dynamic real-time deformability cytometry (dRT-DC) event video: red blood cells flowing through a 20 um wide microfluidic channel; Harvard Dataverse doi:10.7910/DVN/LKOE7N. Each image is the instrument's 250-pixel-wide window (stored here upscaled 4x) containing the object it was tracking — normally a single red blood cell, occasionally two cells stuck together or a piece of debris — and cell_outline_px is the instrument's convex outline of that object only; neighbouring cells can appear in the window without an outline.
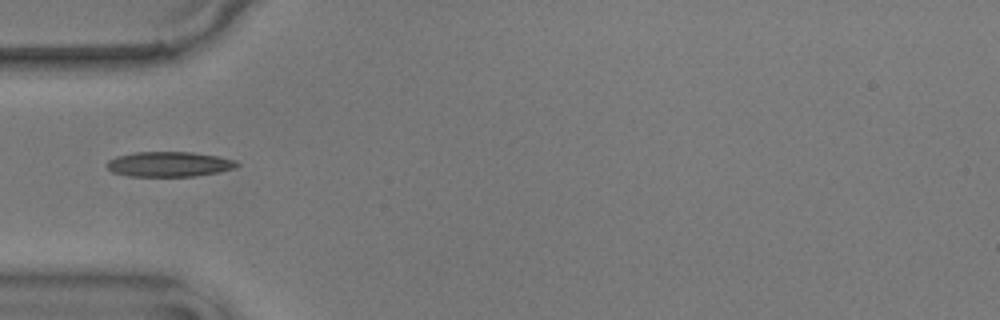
{"species": "common noctule bat (a hibernating species)", "species_latin": "Nyctalus noctula", "temperature_condition": "warm", "stored_images_in_passage": 23, "camera_frame_rate_fps": 3000, "um_per_image_px": 0.085, "animal": {"sex": "male", "body_mass_g": 17.9}, "frame": {"image": 1, "passage_image": 1, "time_ms": 0.0, "image_size_px": [1000, 320], "cell_outline_px": [[240, 164], [236, 168], [216, 172], [192, 176], [128, 176], [112, 172], [104, 164], [108, 160], [116, 156], [136, 152], [192, 152], [216, 156], [236, 160]], "centroid_in_image_um": [14.34, 13.95], "position_along_channel_um": 70.7, "area_um2": 18.96}}
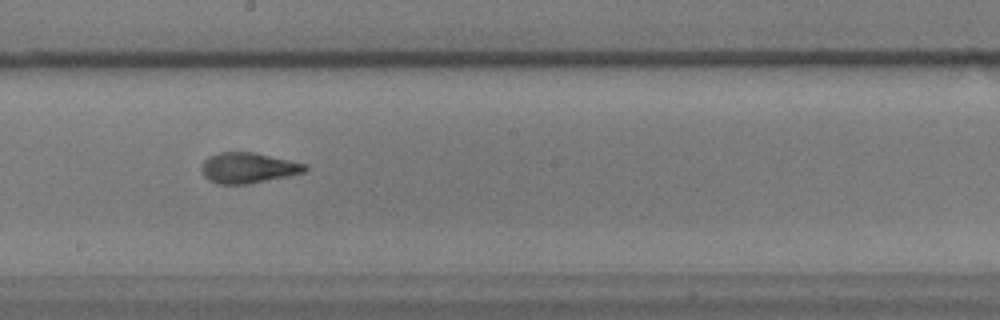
{"frame": {"image": 2, "passage_image": 14, "time_ms": 4.333, "image_size_px": [1000, 320], "cell_outline_px": [[308, 168], [304, 172], [288, 176], [248, 184], [216, 184], [208, 180], [204, 176], [200, 168], [204, 160], [220, 152], [256, 152], [308, 164]], "centroid_in_image_um": [21.1, 14.27], "position_along_channel_um": 227.1, "area_um2": 18.55}}